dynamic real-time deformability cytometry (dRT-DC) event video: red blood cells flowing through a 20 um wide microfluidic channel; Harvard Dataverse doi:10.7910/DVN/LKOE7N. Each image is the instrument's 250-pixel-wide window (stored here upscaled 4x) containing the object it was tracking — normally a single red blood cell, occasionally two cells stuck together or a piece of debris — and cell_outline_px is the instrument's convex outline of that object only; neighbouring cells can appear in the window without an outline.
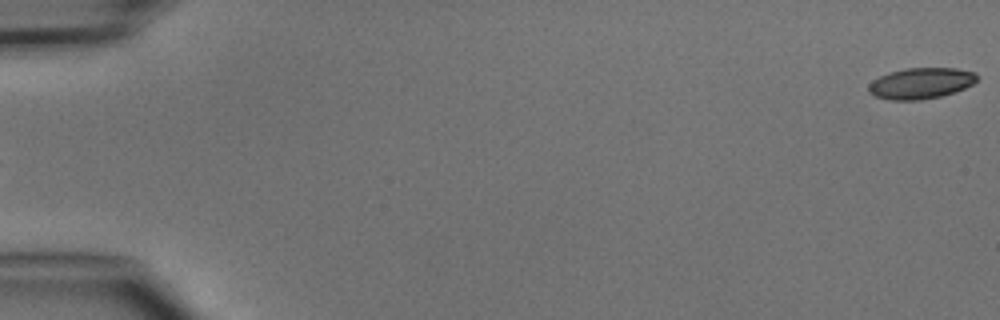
{"species": "common noctule bat (a hibernating species)", "species_latin": "Nyctalus noctula", "temperature_condition": "cold", "stored_images_in_passage": 5, "camera_frame_rate_fps": 3000, "um_per_image_px": 0.085, "animal": {"sex": "male", "body_mass_g": 15.6}, "frame": {"image": 1, "passage_image": 5, "time_ms": 5.0, "image_size_px": [1000, 320], "cell_outline_px": [[976, 80], [972, 84], [964, 88], [940, 96], [920, 100], [888, 100], [876, 96], [868, 92], [868, 84], [872, 80], [888, 72], [904, 68], [956, 68], [976, 72]], "centroid_in_image_um": [78.23, 7.07], "position_along_channel_um": 6.8, "area_um2": 19.59}}